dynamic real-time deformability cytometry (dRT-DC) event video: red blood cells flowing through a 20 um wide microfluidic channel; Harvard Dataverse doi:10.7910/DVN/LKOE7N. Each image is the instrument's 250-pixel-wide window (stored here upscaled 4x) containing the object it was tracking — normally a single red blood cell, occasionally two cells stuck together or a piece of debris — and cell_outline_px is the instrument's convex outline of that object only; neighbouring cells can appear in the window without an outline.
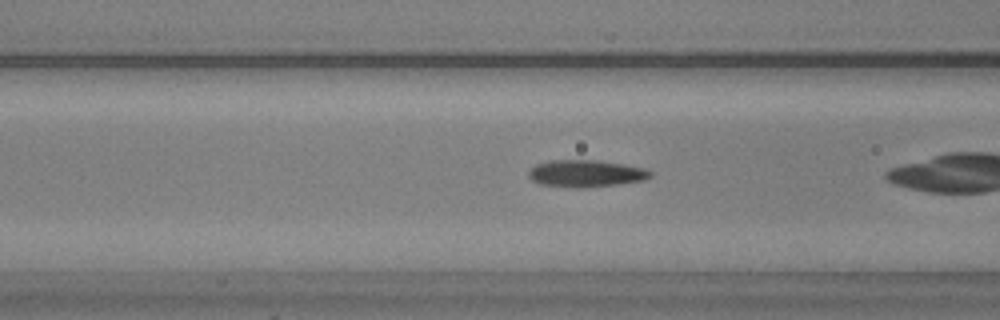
{"species": "common noctule bat (a hibernating species)", "species_latin": "Nyctalus noctula", "temperature_condition": "warm", "stored_images_in_passage": 37, "camera_frame_rate_fps": 3000, "um_per_image_px": 0.085, "animal": {"sex": "male", "body_mass_g": 20.5, "forearm_length_mm": 52.5}, "frame": {"image": 1, "passage_image": 15, "time_ms": 4.667, "image_size_px": [1000, 320], "cell_outline_px": [[652, 176], [644, 180], [616, 184], [584, 188], [576, 188], [540, 184], [532, 180], [528, 176], [528, 172], [536, 164], [548, 160], [600, 160], [624, 164], [644, 168], [652, 172]], "centroid_in_image_um": [49.79, 14.74], "position_along_channel_um": 116.8, "area_um2": 19.25}}
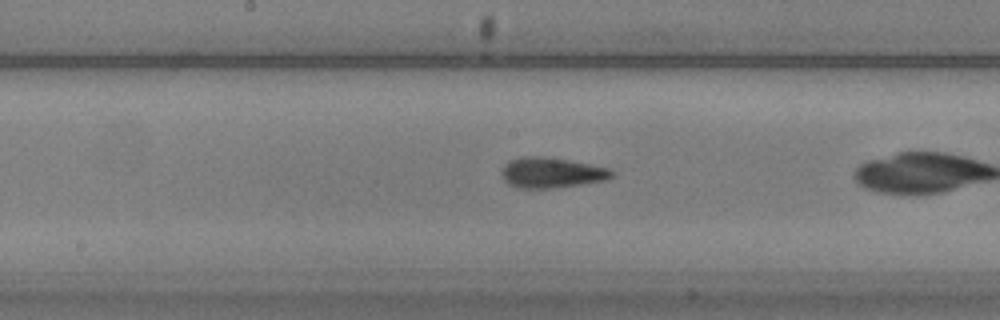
{"frame": {"image": 2, "passage_image": 22, "time_ms": 7.0, "image_size_px": [1000, 320], "cell_outline_px": [[616, 172], [612, 176], [604, 180], [580, 184], [552, 188], [520, 188], [508, 184], [504, 180], [500, 172], [504, 164], [508, 160], [520, 156], [544, 156], [568, 160], [612, 168]], "centroid_in_image_um": [46.85, 14.66], "position_along_channel_um": 201.4, "area_um2": 19.71}}